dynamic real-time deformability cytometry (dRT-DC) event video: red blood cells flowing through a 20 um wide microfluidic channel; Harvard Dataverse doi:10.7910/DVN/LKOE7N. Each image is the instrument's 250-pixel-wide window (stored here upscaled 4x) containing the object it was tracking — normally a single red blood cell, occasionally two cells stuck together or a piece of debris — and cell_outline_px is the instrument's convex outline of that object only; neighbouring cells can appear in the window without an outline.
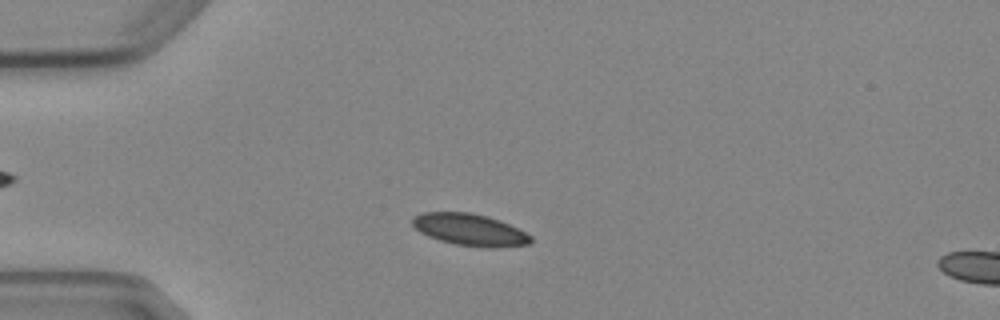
{"species": "Egyptian fruit bat (a non-hibernating species)", "species_latin": "Rousettus aegyptiacus", "temperature_condition": "cold", "stored_images_in_passage": 4, "camera_frame_rate_fps": 3000, "um_per_image_px": 0.085, "animal": {"sex": "female"}, "frame": {"image": 1, "passage_image": 3, "time_ms": 2.0, "image_size_px": [1000, 320], "cell_outline_px": [[532, 240], [528, 244], [496, 248], [484, 248], [456, 244], [440, 240], [428, 236], [420, 232], [412, 224], [412, 216], [420, 212], [472, 212], [488, 216], [500, 220], [532, 236]], "centroid_in_image_um": [39.91, 19.52], "position_along_channel_um": 45.1, "area_um2": 22.08}}